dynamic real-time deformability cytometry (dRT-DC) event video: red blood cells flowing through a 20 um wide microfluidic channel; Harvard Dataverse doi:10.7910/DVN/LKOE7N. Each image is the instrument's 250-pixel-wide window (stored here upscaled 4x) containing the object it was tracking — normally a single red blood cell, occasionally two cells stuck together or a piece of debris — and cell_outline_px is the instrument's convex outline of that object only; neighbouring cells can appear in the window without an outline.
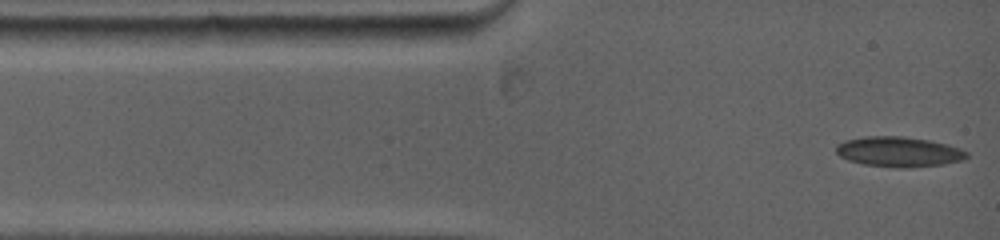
{"species": "common noctule bat (a hibernating species)", "species_latin": "Nyctalus noctula", "temperature_condition": "warm", "stored_images_in_passage": 88, "camera_frame_rate_fps": 5000, "um_per_image_px": 0.085, "animal": {"sex": "female", "body_mass_g": 19.0, "forearm_length_mm": 53.3}, "frame": {"image": 1, "passage_image": 1, "time_ms": 0.0, "image_size_px": [1000, 240], "cell_outline_px": [[968, 156], [964, 160], [944, 164], [904, 168], [896, 168], [864, 164], [848, 160], [840, 156], [836, 152], [836, 144], [844, 140], [868, 136], [900, 136], [928, 140], [948, 144], [960, 148], [968, 152]], "centroid_in_image_um": [76.4, 12.9], "position_along_channel_um": 8.6, "area_um2": 23.0}}
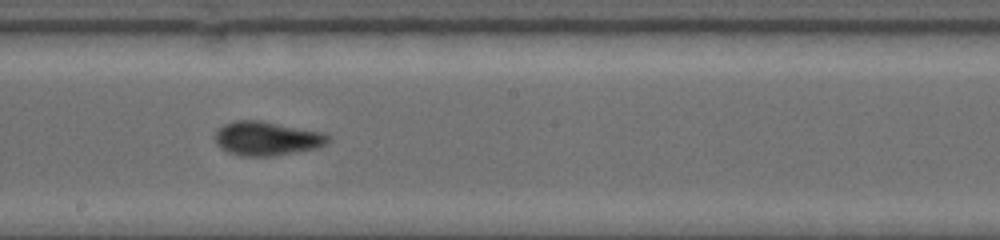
{"frame": {"image": 2, "passage_image": 38, "time_ms": 6.6, "image_size_px": [1000, 240], "cell_outline_px": [[328, 144], [320, 148], [276, 156], [240, 156], [228, 152], [220, 148], [216, 144], [216, 132], [224, 124], [236, 120], [260, 120], [320, 132], [328, 136]], "centroid_in_image_um": [22.68, 11.79], "position_along_channel_um": 225.5, "area_um2": 22.43}}
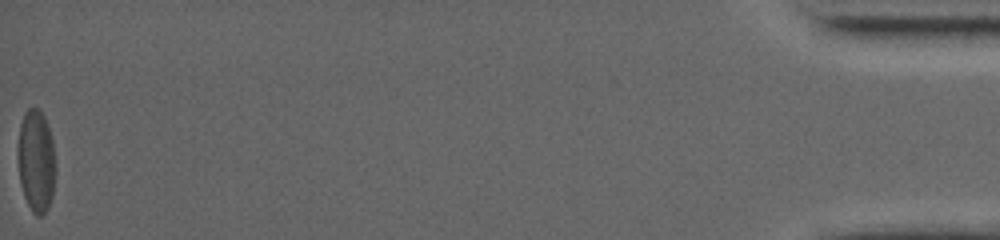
{"frame": {"image": 3, "passage_image": 88, "time_ms": 16.2, "image_size_px": [1000, 240], "cell_outline_px": [[56, 168], [52, 196], [48, 208], [40, 216], [36, 216], [32, 212], [24, 196], [20, 184], [16, 152], [16, 148], [20, 124], [24, 112], [28, 108], [40, 108], [48, 124], [52, 140], [56, 164]], "centroid_in_image_um": [3.05, 13.65], "position_along_channel_um": 432.1, "area_um2": 23.12}, "authors_computed_cell_mechanics": {"area_um2": 21.7039, "velocity_mm_per_s": 3.9082, "shape_relaxation_time_tau1_ms": 5.1743, "shape_relaxation_time_tau2_ms": 2.1479, "deformation_change_tau1": 0.1528, "deformation_change_tau2": 0.0495}}